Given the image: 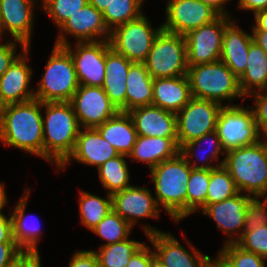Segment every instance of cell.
Here are the masks:
<instances>
[{
  "label": "cell",
  "mask_w": 267,
  "mask_h": 267,
  "mask_svg": "<svg viewBox=\"0 0 267 267\" xmlns=\"http://www.w3.org/2000/svg\"><path fill=\"white\" fill-rule=\"evenodd\" d=\"M253 41L260 46L267 54V31L265 30H252Z\"/></svg>",
  "instance_id": "51"
},
{
  "label": "cell",
  "mask_w": 267,
  "mask_h": 267,
  "mask_svg": "<svg viewBox=\"0 0 267 267\" xmlns=\"http://www.w3.org/2000/svg\"><path fill=\"white\" fill-rule=\"evenodd\" d=\"M64 46L70 53L79 85L102 87L105 78L106 52L109 40L77 42ZM73 49V50H72Z\"/></svg>",
  "instance_id": "13"
},
{
  "label": "cell",
  "mask_w": 267,
  "mask_h": 267,
  "mask_svg": "<svg viewBox=\"0 0 267 267\" xmlns=\"http://www.w3.org/2000/svg\"><path fill=\"white\" fill-rule=\"evenodd\" d=\"M42 9L60 28L69 18L82 9L88 0H42Z\"/></svg>",
  "instance_id": "40"
},
{
  "label": "cell",
  "mask_w": 267,
  "mask_h": 267,
  "mask_svg": "<svg viewBox=\"0 0 267 267\" xmlns=\"http://www.w3.org/2000/svg\"><path fill=\"white\" fill-rule=\"evenodd\" d=\"M43 159L57 168L72 153L81 130L70 102H42Z\"/></svg>",
  "instance_id": "2"
},
{
  "label": "cell",
  "mask_w": 267,
  "mask_h": 267,
  "mask_svg": "<svg viewBox=\"0 0 267 267\" xmlns=\"http://www.w3.org/2000/svg\"><path fill=\"white\" fill-rule=\"evenodd\" d=\"M112 0H88L92 6H94L98 11L102 12L109 6Z\"/></svg>",
  "instance_id": "54"
},
{
  "label": "cell",
  "mask_w": 267,
  "mask_h": 267,
  "mask_svg": "<svg viewBox=\"0 0 267 267\" xmlns=\"http://www.w3.org/2000/svg\"><path fill=\"white\" fill-rule=\"evenodd\" d=\"M82 129L77 136L72 153L58 167L59 170H65L72 159L89 166H96L98 169L103 163L119 155L115 148L102 138L96 128Z\"/></svg>",
  "instance_id": "21"
},
{
  "label": "cell",
  "mask_w": 267,
  "mask_h": 267,
  "mask_svg": "<svg viewBox=\"0 0 267 267\" xmlns=\"http://www.w3.org/2000/svg\"><path fill=\"white\" fill-rule=\"evenodd\" d=\"M68 267H99V264L93 250H80L72 255Z\"/></svg>",
  "instance_id": "45"
},
{
  "label": "cell",
  "mask_w": 267,
  "mask_h": 267,
  "mask_svg": "<svg viewBox=\"0 0 267 267\" xmlns=\"http://www.w3.org/2000/svg\"><path fill=\"white\" fill-rule=\"evenodd\" d=\"M238 8L253 11V14H255L258 11L267 9V0H239Z\"/></svg>",
  "instance_id": "49"
},
{
  "label": "cell",
  "mask_w": 267,
  "mask_h": 267,
  "mask_svg": "<svg viewBox=\"0 0 267 267\" xmlns=\"http://www.w3.org/2000/svg\"><path fill=\"white\" fill-rule=\"evenodd\" d=\"M0 243H16L13 239L12 218L0 213Z\"/></svg>",
  "instance_id": "48"
},
{
  "label": "cell",
  "mask_w": 267,
  "mask_h": 267,
  "mask_svg": "<svg viewBox=\"0 0 267 267\" xmlns=\"http://www.w3.org/2000/svg\"><path fill=\"white\" fill-rule=\"evenodd\" d=\"M69 102L83 128H96L119 111L103 87L79 85Z\"/></svg>",
  "instance_id": "14"
},
{
  "label": "cell",
  "mask_w": 267,
  "mask_h": 267,
  "mask_svg": "<svg viewBox=\"0 0 267 267\" xmlns=\"http://www.w3.org/2000/svg\"><path fill=\"white\" fill-rule=\"evenodd\" d=\"M215 131L226 152L256 144L264 139L258 130L252 106L245 108L230 103L223 105L217 118Z\"/></svg>",
  "instance_id": "8"
},
{
  "label": "cell",
  "mask_w": 267,
  "mask_h": 267,
  "mask_svg": "<svg viewBox=\"0 0 267 267\" xmlns=\"http://www.w3.org/2000/svg\"><path fill=\"white\" fill-rule=\"evenodd\" d=\"M259 199H264L262 202ZM267 224V200L262 197H251L246 208L243 232L253 231Z\"/></svg>",
  "instance_id": "42"
},
{
  "label": "cell",
  "mask_w": 267,
  "mask_h": 267,
  "mask_svg": "<svg viewBox=\"0 0 267 267\" xmlns=\"http://www.w3.org/2000/svg\"><path fill=\"white\" fill-rule=\"evenodd\" d=\"M236 244L242 249L267 259V224L243 232Z\"/></svg>",
  "instance_id": "41"
},
{
  "label": "cell",
  "mask_w": 267,
  "mask_h": 267,
  "mask_svg": "<svg viewBox=\"0 0 267 267\" xmlns=\"http://www.w3.org/2000/svg\"><path fill=\"white\" fill-rule=\"evenodd\" d=\"M126 85V112L136 107L152 104L153 78L145 63L133 62L130 65Z\"/></svg>",
  "instance_id": "29"
},
{
  "label": "cell",
  "mask_w": 267,
  "mask_h": 267,
  "mask_svg": "<svg viewBox=\"0 0 267 267\" xmlns=\"http://www.w3.org/2000/svg\"><path fill=\"white\" fill-rule=\"evenodd\" d=\"M162 30L186 35L189 31L216 20L221 14L201 0H168Z\"/></svg>",
  "instance_id": "12"
},
{
  "label": "cell",
  "mask_w": 267,
  "mask_h": 267,
  "mask_svg": "<svg viewBox=\"0 0 267 267\" xmlns=\"http://www.w3.org/2000/svg\"><path fill=\"white\" fill-rule=\"evenodd\" d=\"M42 102L36 98L6 106L0 141L43 158Z\"/></svg>",
  "instance_id": "1"
},
{
  "label": "cell",
  "mask_w": 267,
  "mask_h": 267,
  "mask_svg": "<svg viewBox=\"0 0 267 267\" xmlns=\"http://www.w3.org/2000/svg\"><path fill=\"white\" fill-rule=\"evenodd\" d=\"M252 42V34L240 29L232 19L225 25L220 60L238 78L245 72L249 46Z\"/></svg>",
  "instance_id": "24"
},
{
  "label": "cell",
  "mask_w": 267,
  "mask_h": 267,
  "mask_svg": "<svg viewBox=\"0 0 267 267\" xmlns=\"http://www.w3.org/2000/svg\"><path fill=\"white\" fill-rule=\"evenodd\" d=\"M45 68L34 97L41 102H69L79 88L69 51L64 46L54 44Z\"/></svg>",
  "instance_id": "6"
},
{
  "label": "cell",
  "mask_w": 267,
  "mask_h": 267,
  "mask_svg": "<svg viewBox=\"0 0 267 267\" xmlns=\"http://www.w3.org/2000/svg\"><path fill=\"white\" fill-rule=\"evenodd\" d=\"M191 98L187 75L153 79L152 105L177 114Z\"/></svg>",
  "instance_id": "25"
},
{
  "label": "cell",
  "mask_w": 267,
  "mask_h": 267,
  "mask_svg": "<svg viewBox=\"0 0 267 267\" xmlns=\"http://www.w3.org/2000/svg\"><path fill=\"white\" fill-rule=\"evenodd\" d=\"M144 233L154 246V254L167 267H204L211 258L203 255L187 243L191 253L183 247L179 241L169 232H161L159 229L149 225H143Z\"/></svg>",
  "instance_id": "15"
},
{
  "label": "cell",
  "mask_w": 267,
  "mask_h": 267,
  "mask_svg": "<svg viewBox=\"0 0 267 267\" xmlns=\"http://www.w3.org/2000/svg\"><path fill=\"white\" fill-rule=\"evenodd\" d=\"M209 180L210 170L192 168L187 184L186 217L205 209Z\"/></svg>",
  "instance_id": "35"
},
{
  "label": "cell",
  "mask_w": 267,
  "mask_h": 267,
  "mask_svg": "<svg viewBox=\"0 0 267 267\" xmlns=\"http://www.w3.org/2000/svg\"><path fill=\"white\" fill-rule=\"evenodd\" d=\"M162 25L153 29L147 17L142 14L137 19L116 26L110 31V47L132 62L144 63Z\"/></svg>",
  "instance_id": "9"
},
{
  "label": "cell",
  "mask_w": 267,
  "mask_h": 267,
  "mask_svg": "<svg viewBox=\"0 0 267 267\" xmlns=\"http://www.w3.org/2000/svg\"><path fill=\"white\" fill-rule=\"evenodd\" d=\"M128 113L139 136L178 138L176 113L152 104L133 108Z\"/></svg>",
  "instance_id": "22"
},
{
  "label": "cell",
  "mask_w": 267,
  "mask_h": 267,
  "mask_svg": "<svg viewBox=\"0 0 267 267\" xmlns=\"http://www.w3.org/2000/svg\"><path fill=\"white\" fill-rule=\"evenodd\" d=\"M111 196L113 210L132 227L139 218L160 217V207L148 188L131 185Z\"/></svg>",
  "instance_id": "17"
},
{
  "label": "cell",
  "mask_w": 267,
  "mask_h": 267,
  "mask_svg": "<svg viewBox=\"0 0 267 267\" xmlns=\"http://www.w3.org/2000/svg\"><path fill=\"white\" fill-rule=\"evenodd\" d=\"M29 51L30 46L22 50L21 54L0 77V95L7 105L26 102L35 98V90L29 89L33 73L32 68L26 63Z\"/></svg>",
  "instance_id": "20"
},
{
  "label": "cell",
  "mask_w": 267,
  "mask_h": 267,
  "mask_svg": "<svg viewBox=\"0 0 267 267\" xmlns=\"http://www.w3.org/2000/svg\"><path fill=\"white\" fill-rule=\"evenodd\" d=\"M151 267H167L160 259H158L154 251L151 249Z\"/></svg>",
  "instance_id": "57"
},
{
  "label": "cell",
  "mask_w": 267,
  "mask_h": 267,
  "mask_svg": "<svg viewBox=\"0 0 267 267\" xmlns=\"http://www.w3.org/2000/svg\"><path fill=\"white\" fill-rule=\"evenodd\" d=\"M133 62L118 54L111 47L106 52L105 78L103 89L111 103L119 110L126 112L127 74Z\"/></svg>",
  "instance_id": "23"
},
{
  "label": "cell",
  "mask_w": 267,
  "mask_h": 267,
  "mask_svg": "<svg viewBox=\"0 0 267 267\" xmlns=\"http://www.w3.org/2000/svg\"><path fill=\"white\" fill-rule=\"evenodd\" d=\"M187 77L194 98L223 105L222 102L226 99L231 102L235 98L244 97L238 77L221 60L189 66Z\"/></svg>",
  "instance_id": "5"
},
{
  "label": "cell",
  "mask_w": 267,
  "mask_h": 267,
  "mask_svg": "<svg viewBox=\"0 0 267 267\" xmlns=\"http://www.w3.org/2000/svg\"><path fill=\"white\" fill-rule=\"evenodd\" d=\"M127 267H151V248L143 244L130 258Z\"/></svg>",
  "instance_id": "47"
},
{
  "label": "cell",
  "mask_w": 267,
  "mask_h": 267,
  "mask_svg": "<svg viewBox=\"0 0 267 267\" xmlns=\"http://www.w3.org/2000/svg\"><path fill=\"white\" fill-rule=\"evenodd\" d=\"M178 138L139 136L129 154L131 160L146 162L149 170L179 153Z\"/></svg>",
  "instance_id": "27"
},
{
  "label": "cell",
  "mask_w": 267,
  "mask_h": 267,
  "mask_svg": "<svg viewBox=\"0 0 267 267\" xmlns=\"http://www.w3.org/2000/svg\"><path fill=\"white\" fill-rule=\"evenodd\" d=\"M226 152L223 166L239 192L251 197L267 195V138Z\"/></svg>",
  "instance_id": "3"
},
{
  "label": "cell",
  "mask_w": 267,
  "mask_h": 267,
  "mask_svg": "<svg viewBox=\"0 0 267 267\" xmlns=\"http://www.w3.org/2000/svg\"><path fill=\"white\" fill-rule=\"evenodd\" d=\"M39 252H24V267H41Z\"/></svg>",
  "instance_id": "52"
},
{
  "label": "cell",
  "mask_w": 267,
  "mask_h": 267,
  "mask_svg": "<svg viewBox=\"0 0 267 267\" xmlns=\"http://www.w3.org/2000/svg\"><path fill=\"white\" fill-rule=\"evenodd\" d=\"M29 194L30 189L26 188L25 193L19 199L11 214L13 239L24 252H39L37 245L39 243L38 240L42 237L40 234L41 227L39 219L37 217L33 218V216L31 219L29 215L25 216Z\"/></svg>",
  "instance_id": "28"
},
{
  "label": "cell",
  "mask_w": 267,
  "mask_h": 267,
  "mask_svg": "<svg viewBox=\"0 0 267 267\" xmlns=\"http://www.w3.org/2000/svg\"><path fill=\"white\" fill-rule=\"evenodd\" d=\"M19 46L22 48V50H25L27 47L19 42L13 39L9 42L0 43V77L7 71L9 66L12 64V62L21 54L19 53L17 56L16 54V46Z\"/></svg>",
  "instance_id": "44"
},
{
  "label": "cell",
  "mask_w": 267,
  "mask_h": 267,
  "mask_svg": "<svg viewBox=\"0 0 267 267\" xmlns=\"http://www.w3.org/2000/svg\"><path fill=\"white\" fill-rule=\"evenodd\" d=\"M231 17L220 15L216 20L184 35L188 67L220 60L225 25L232 19Z\"/></svg>",
  "instance_id": "11"
},
{
  "label": "cell",
  "mask_w": 267,
  "mask_h": 267,
  "mask_svg": "<svg viewBox=\"0 0 267 267\" xmlns=\"http://www.w3.org/2000/svg\"><path fill=\"white\" fill-rule=\"evenodd\" d=\"M37 0H0V40L3 32L13 40L30 46L34 23V7Z\"/></svg>",
  "instance_id": "18"
},
{
  "label": "cell",
  "mask_w": 267,
  "mask_h": 267,
  "mask_svg": "<svg viewBox=\"0 0 267 267\" xmlns=\"http://www.w3.org/2000/svg\"><path fill=\"white\" fill-rule=\"evenodd\" d=\"M7 104L3 101L1 95H0V124L3 121L5 109H6Z\"/></svg>",
  "instance_id": "59"
},
{
  "label": "cell",
  "mask_w": 267,
  "mask_h": 267,
  "mask_svg": "<svg viewBox=\"0 0 267 267\" xmlns=\"http://www.w3.org/2000/svg\"><path fill=\"white\" fill-rule=\"evenodd\" d=\"M79 197L80 221L91 231L113 209L112 196L101 198L81 190Z\"/></svg>",
  "instance_id": "33"
},
{
  "label": "cell",
  "mask_w": 267,
  "mask_h": 267,
  "mask_svg": "<svg viewBox=\"0 0 267 267\" xmlns=\"http://www.w3.org/2000/svg\"><path fill=\"white\" fill-rule=\"evenodd\" d=\"M191 170L180 153L150 170L156 202L159 207H164L175 223L186 218L187 184Z\"/></svg>",
  "instance_id": "4"
},
{
  "label": "cell",
  "mask_w": 267,
  "mask_h": 267,
  "mask_svg": "<svg viewBox=\"0 0 267 267\" xmlns=\"http://www.w3.org/2000/svg\"><path fill=\"white\" fill-rule=\"evenodd\" d=\"M23 252L16 243H0V267H8Z\"/></svg>",
  "instance_id": "46"
},
{
  "label": "cell",
  "mask_w": 267,
  "mask_h": 267,
  "mask_svg": "<svg viewBox=\"0 0 267 267\" xmlns=\"http://www.w3.org/2000/svg\"><path fill=\"white\" fill-rule=\"evenodd\" d=\"M204 267H226L222 261L218 258H210L209 261L204 265Z\"/></svg>",
  "instance_id": "56"
},
{
  "label": "cell",
  "mask_w": 267,
  "mask_h": 267,
  "mask_svg": "<svg viewBox=\"0 0 267 267\" xmlns=\"http://www.w3.org/2000/svg\"><path fill=\"white\" fill-rule=\"evenodd\" d=\"M5 192L4 185L0 182V213H2L3 208L7 204V196Z\"/></svg>",
  "instance_id": "55"
},
{
  "label": "cell",
  "mask_w": 267,
  "mask_h": 267,
  "mask_svg": "<svg viewBox=\"0 0 267 267\" xmlns=\"http://www.w3.org/2000/svg\"><path fill=\"white\" fill-rule=\"evenodd\" d=\"M203 142H205V143L208 142V144L210 146H212L211 150L209 149V153H205L204 155H203L204 152L202 153V155L204 157L201 155V152H200L201 151L200 150V148H201L200 145ZM197 148H199L200 151ZM197 152L200 153V155ZM179 153L186 159L188 164L193 169L212 170V169H214V168H216L218 166H222L224 164V159H222L216 165H212L211 162L218 160L219 159V154H223L224 155L226 153V151L222 147L221 140L219 139V137L217 135V132L213 131V132L204 134L202 137H200L198 139H195L193 141H190V142H187V143L183 144L180 147ZM197 154L200 157H198ZM191 156H192V160H189V158H191ZM193 157L198 159V160H201L200 162H203V160H204L205 164L202 163V165H200V162L196 163L197 161L193 160Z\"/></svg>",
  "instance_id": "31"
},
{
  "label": "cell",
  "mask_w": 267,
  "mask_h": 267,
  "mask_svg": "<svg viewBox=\"0 0 267 267\" xmlns=\"http://www.w3.org/2000/svg\"><path fill=\"white\" fill-rule=\"evenodd\" d=\"M254 15L255 25L252 30H265L267 31V9L256 12Z\"/></svg>",
  "instance_id": "50"
},
{
  "label": "cell",
  "mask_w": 267,
  "mask_h": 267,
  "mask_svg": "<svg viewBox=\"0 0 267 267\" xmlns=\"http://www.w3.org/2000/svg\"><path fill=\"white\" fill-rule=\"evenodd\" d=\"M217 257L226 267H266L267 260L242 249L236 243L223 245Z\"/></svg>",
  "instance_id": "39"
},
{
  "label": "cell",
  "mask_w": 267,
  "mask_h": 267,
  "mask_svg": "<svg viewBox=\"0 0 267 267\" xmlns=\"http://www.w3.org/2000/svg\"><path fill=\"white\" fill-rule=\"evenodd\" d=\"M8 267H24V252L18 256Z\"/></svg>",
  "instance_id": "58"
},
{
  "label": "cell",
  "mask_w": 267,
  "mask_h": 267,
  "mask_svg": "<svg viewBox=\"0 0 267 267\" xmlns=\"http://www.w3.org/2000/svg\"><path fill=\"white\" fill-rule=\"evenodd\" d=\"M132 229V226L112 209L91 232L107 241L103 245H110L126 240Z\"/></svg>",
  "instance_id": "38"
},
{
  "label": "cell",
  "mask_w": 267,
  "mask_h": 267,
  "mask_svg": "<svg viewBox=\"0 0 267 267\" xmlns=\"http://www.w3.org/2000/svg\"><path fill=\"white\" fill-rule=\"evenodd\" d=\"M223 105L192 97L176 114L178 147L215 131Z\"/></svg>",
  "instance_id": "10"
},
{
  "label": "cell",
  "mask_w": 267,
  "mask_h": 267,
  "mask_svg": "<svg viewBox=\"0 0 267 267\" xmlns=\"http://www.w3.org/2000/svg\"><path fill=\"white\" fill-rule=\"evenodd\" d=\"M238 193L239 190L228 170L223 165L218 166L210 170V180L205 208L210 204L219 203L237 195Z\"/></svg>",
  "instance_id": "36"
},
{
  "label": "cell",
  "mask_w": 267,
  "mask_h": 267,
  "mask_svg": "<svg viewBox=\"0 0 267 267\" xmlns=\"http://www.w3.org/2000/svg\"><path fill=\"white\" fill-rule=\"evenodd\" d=\"M238 79L244 99L248 94L267 90V54L254 41L249 46L245 72Z\"/></svg>",
  "instance_id": "30"
},
{
  "label": "cell",
  "mask_w": 267,
  "mask_h": 267,
  "mask_svg": "<svg viewBox=\"0 0 267 267\" xmlns=\"http://www.w3.org/2000/svg\"><path fill=\"white\" fill-rule=\"evenodd\" d=\"M201 1L212 6L221 15L231 16V15H229V12L224 10L226 8V7H224V4L228 1H231V0H201Z\"/></svg>",
  "instance_id": "53"
},
{
  "label": "cell",
  "mask_w": 267,
  "mask_h": 267,
  "mask_svg": "<svg viewBox=\"0 0 267 267\" xmlns=\"http://www.w3.org/2000/svg\"><path fill=\"white\" fill-rule=\"evenodd\" d=\"M250 96L255 99V109L252 107V110L258 130L265 139L267 138V90L251 93Z\"/></svg>",
  "instance_id": "43"
},
{
  "label": "cell",
  "mask_w": 267,
  "mask_h": 267,
  "mask_svg": "<svg viewBox=\"0 0 267 267\" xmlns=\"http://www.w3.org/2000/svg\"><path fill=\"white\" fill-rule=\"evenodd\" d=\"M126 157L128 156L119 154L97 169L99 180L108 194L112 195L131 186Z\"/></svg>",
  "instance_id": "32"
},
{
  "label": "cell",
  "mask_w": 267,
  "mask_h": 267,
  "mask_svg": "<svg viewBox=\"0 0 267 267\" xmlns=\"http://www.w3.org/2000/svg\"><path fill=\"white\" fill-rule=\"evenodd\" d=\"M250 199L251 196L239 192L224 201L210 204L203 210L204 215L216 221L218 229L230 236L224 245L236 243L243 234L246 208ZM235 234L238 235L236 238Z\"/></svg>",
  "instance_id": "19"
},
{
  "label": "cell",
  "mask_w": 267,
  "mask_h": 267,
  "mask_svg": "<svg viewBox=\"0 0 267 267\" xmlns=\"http://www.w3.org/2000/svg\"><path fill=\"white\" fill-rule=\"evenodd\" d=\"M96 129L118 154L129 156L138 134L132 117L128 112L118 111Z\"/></svg>",
  "instance_id": "26"
},
{
  "label": "cell",
  "mask_w": 267,
  "mask_h": 267,
  "mask_svg": "<svg viewBox=\"0 0 267 267\" xmlns=\"http://www.w3.org/2000/svg\"><path fill=\"white\" fill-rule=\"evenodd\" d=\"M144 63L153 79L187 75L185 36L161 30Z\"/></svg>",
  "instance_id": "7"
},
{
  "label": "cell",
  "mask_w": 267,
  "mask_h": 267,
  "mask_svg": "<svg viewBox=\"0 0 267 267\" xmlns=\"http://www.w3.org/2000/svg\"><path fill=\"white\" fill-rule=\"evenodd\" d=\"M59 30L61 32L54 43L59 46H66L70 43L66 37L68 34L75 37L77 42L109 40L110 37V30L104 22L102 12L90 3L70 16Z\"/></svg>",
  "instance_id": "16"
},
{
  "label": "cell",
  "mask_w": 267,
  "mask_h": 267,
  "mask_svg": "<svg viewBox=\"0 0 267 267\" xmlns=\"http://www.w3.org/2000/svg\"><path fill=\"white\" fill-rule=\"evenodd\" d=\"M144 0H112L103 11V19L111 31L118 25L137 19L142 13Z\"/></svg>",
  "instance_id": "37"
},
{
  "label": "cell",
  "mask_w": 267,
  "mask_h": 267,
  "mask_svg": "<svg viewBox=\"0 0 267 267\" xmlns=\"http://www.w3.org/2000/svg\"><path fill=\"white\" fill-rule=\"evenodd\" d=\"M144 243L130 240L113 243L110 245H101L99 251H93L96 254L99 267H127L131 256Z\"/></svg>",
  "instance_id": "34"
}]
</instances>
